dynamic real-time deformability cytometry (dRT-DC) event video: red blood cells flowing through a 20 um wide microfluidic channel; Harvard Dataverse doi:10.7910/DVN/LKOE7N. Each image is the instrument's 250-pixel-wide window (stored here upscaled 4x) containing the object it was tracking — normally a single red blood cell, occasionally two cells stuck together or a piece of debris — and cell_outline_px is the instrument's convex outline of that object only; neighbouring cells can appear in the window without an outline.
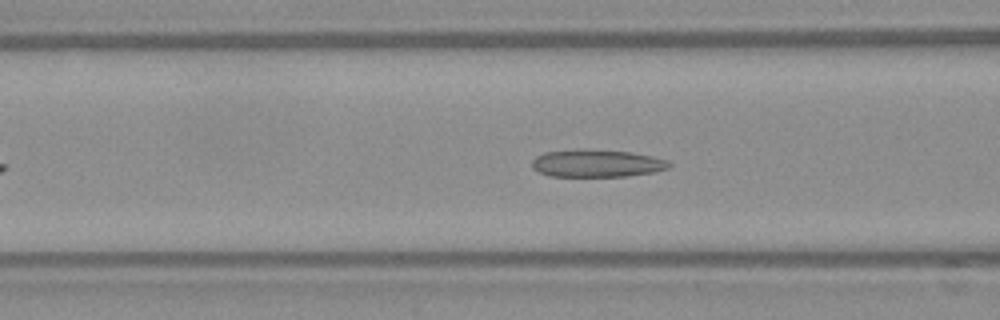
{"species": "Egyptian fruit bat (a non-hibernating species)", "species_latin": "Rousettus aegyptiacus", "temperature_condition": "warm", "stored_images_in_passage": 46, "camera_frame_rate_fps": 3000, "um_per_image_px": 0.085, "frame": {"image": 1, "passage_image": 14, "time_ms": 4.333, "image_size_px": [1000, 320], "cell_outline_px": [[672, 164], [668, 168], [652, 172], [624, 176], [552, 176], [540, 172], [532, 168], [532, 160], [536, 156], [544, 152], [576, 148], [588, 148], [632, 152], [652, 156], [668, 160]], "centroid_in_image_um": [50.71, 13.85], "position_along_channel_um": 115.9, "area_um2": 22.25}}
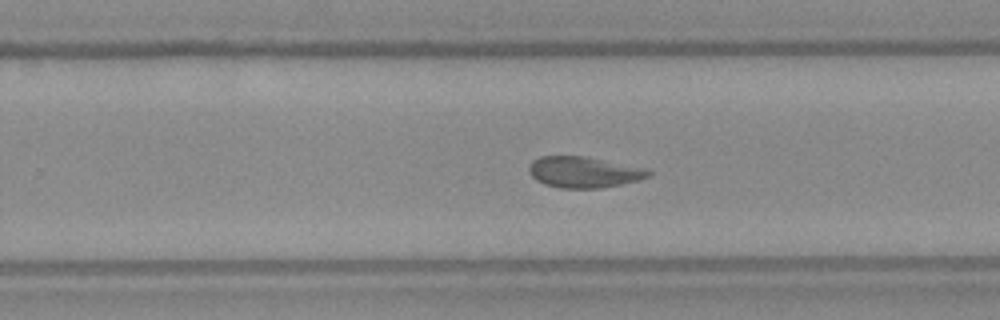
{"frame": {"image": 2, "passage_image": 27, "time_ms": 8.667, "image_size_px": [1000, 320], "cell_outline_px": [[652, 176], [640, 180], [600, 188], [560, 188], [544, 184], [536, 180], [528, 172], [528, 164], [532, 160], [540, 156], [584, 156], [644, 168], [652, 172]], "centroid_in_image_um": [49.59, 14.63], "position_along_channel_um": 280.2, "area_um2": 21.68}}
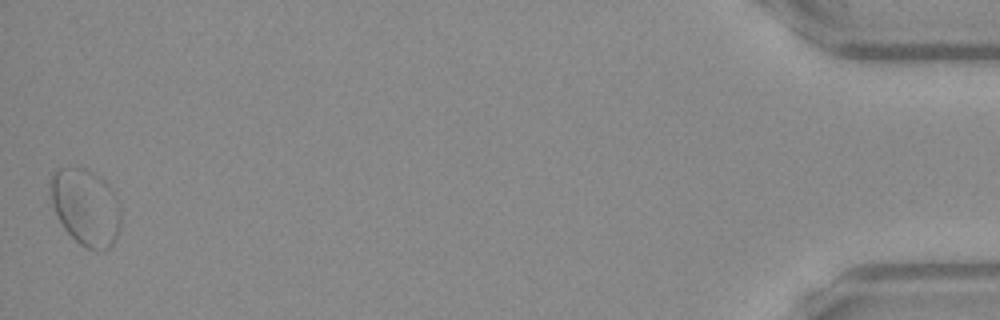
{"frame": {"image": 3, "passage_image": 46, "time_ms": 15.0, "image_size_px": [1000, 320], "cell_outline_px": [[120, 228], [116, 240], [108, 248], [100, 252], [96, 252], [84, 248], [64, 228], [52, 204], [48, 184], [48, 180], [52, 172], [56, 168], [84, 168], [100, 176], [108, 184], [120, 204]], "centroid_in_image_um": [7.28, 17.61], "position_along_channel_um": 427.9, "area_um2": 31.91}, "authors_computed_cell_mechanics": {"area_um2": 21.7039, "velocity_mm_per_s": 3.7939, "shape_relaxation_time_tau1_ms": null, "shape_relaxation_time_tau2_ms": 2.0232, "deformation_change_tau1": null, "deformation_change_tau2": 0.076}}